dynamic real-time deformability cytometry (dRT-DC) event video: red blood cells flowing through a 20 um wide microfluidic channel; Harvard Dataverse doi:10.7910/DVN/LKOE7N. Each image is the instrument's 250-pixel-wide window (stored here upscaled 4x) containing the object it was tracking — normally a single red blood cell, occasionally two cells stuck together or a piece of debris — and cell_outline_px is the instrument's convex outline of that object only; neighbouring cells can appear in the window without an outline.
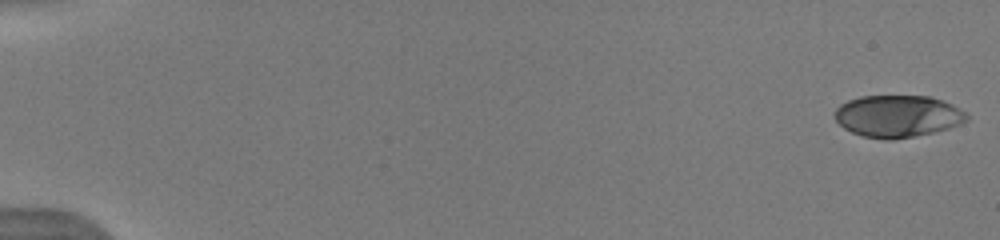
{"species": "human", "species_latin": "Homo sapiens", "temperature_condition": "warm", "stored_images_in_passage": 52, "camera_frame_rate_fps": 3000, "um_per_image_px": 0.085, "donor": {"sex": "male"}, "frame": {"image": 1, "passage_image": 1, "time_ms": 0.0, "image_size_px": [1000, 240], "cell_outline_px": [[968, 120], [960, 124], [948, 128], [932, 132], [892, 140], [888, 140], [864, 136], [852, 132], [844, 128], [836, 120], [836, 108], [840, 104], [848, 100], [860, 96], [928, 96], [952, 104], [964, 112], [968, 116]], "centroid_in_image_um": [76.29, 9.87], "position_along_channel_um": 8.7, "area_um2": 31.96}}
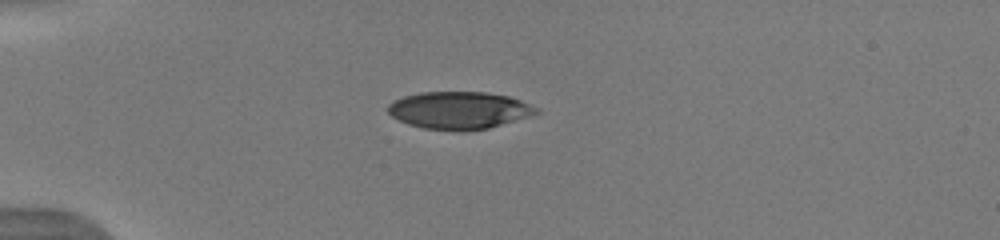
{"frame": {"image": 2, "passage_image": 15, "time_ms": 4.667, "image_size_px": [1000, 240], "cell_outline_px": [[540, 112], [528, 116], [488, 128], [456, 132], [424, 128], [408, 124], [392, 116], [388, 112], [388, 104], [392, 100], [404, 96], [420, 92], [484, 92], [508, 96], [520, 100], [540, 108]], "centroid_in_image_um": [39.01, 9.37], "position_along_channel_um": 46.0, "area_um2": 32.31}}
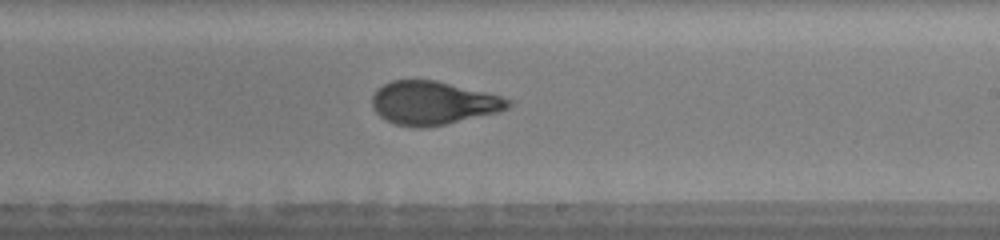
{"frame": {"image": 3, "passage_image": 33, "time_ms": 10.667, "image_size_px": [1000, 240], "cell_outline_px": [[512, 104], [508, 108], [500, 112], [444, 124], [420, 128], [416, 128], [396, 124], [380, 116], [372, 108], [372, 96], [376, 88], [392, 80], [436, 80], [500, 96], [512, 100]], "centroid_in_image_um": [36.8, 8.75], "position_along_channel_um": 252.2, "area_um2": 34.28}, "authors_computed_cell_mechanics": {"area_um2": 34.2754, "velocity_mm_per_s": 3.985, "shape_relaxation_time_tau1_ms": 7.1642, "shape_relaxation_time_tau2_ms": 0.7679, "deformation_change_tau1": 0.2517, "deformation_change_tau2": 0.0688}}